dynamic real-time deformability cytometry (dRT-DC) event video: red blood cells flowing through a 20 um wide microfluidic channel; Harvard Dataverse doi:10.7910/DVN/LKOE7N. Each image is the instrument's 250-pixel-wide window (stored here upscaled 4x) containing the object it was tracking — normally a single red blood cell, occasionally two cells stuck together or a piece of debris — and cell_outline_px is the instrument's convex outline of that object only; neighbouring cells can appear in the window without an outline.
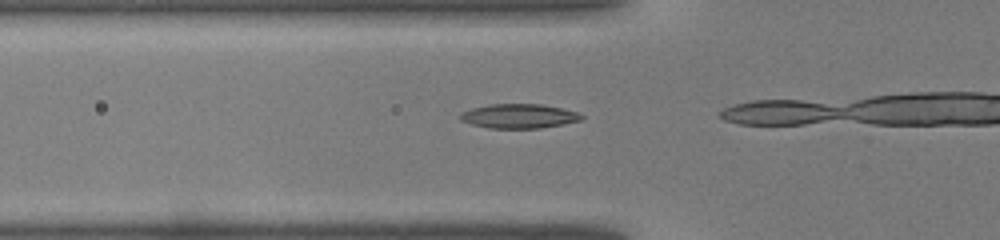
{"species": "common noctule bat (a hibernating species)", "species_latin": "Nyctalus noctula", "temperature_condition": "warm", "stored_images_in_passage": 3, "camera_frame_rate_fps": 3000, "um_per_image_px": 0.085, "animal": {"sex": "male", "body_mass_g": 19.0, "forearm_length_mm": 50.8}, "frame": {"image": 1, "passage_image": 2, "time_ms": 0.333, "image_size_px": [1000, 240], "cell_outline_px": [[584, 120], [564, 124], [540, 128], [488, 128], [472, 124], [460, 120], [456, 116], [460, 112], [472, 108], [488, 104], [540, 104], [560, 108], [576, 112], [584, 116]], "centroid_in_image_um": [44.07, 9.87], "position_along_channel_um": 81.7, "area_um2": 17.34}}